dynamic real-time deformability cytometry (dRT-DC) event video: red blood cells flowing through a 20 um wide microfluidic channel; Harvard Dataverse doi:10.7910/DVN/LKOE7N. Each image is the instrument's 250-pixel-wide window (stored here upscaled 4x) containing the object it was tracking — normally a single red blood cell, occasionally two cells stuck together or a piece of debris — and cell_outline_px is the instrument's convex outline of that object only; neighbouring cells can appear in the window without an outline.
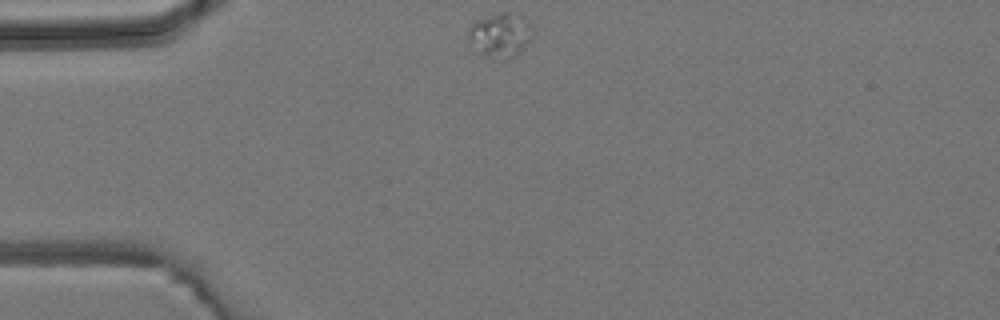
{"species": "common noctule bat (a hibernating species)", "species_latin": "Nyctalus noctula", "temperature_condition": "room temperature", "stored_images_in_passage": 4, "camera_frame_rate_fps": 3000, "um_per_image_px": 0.085, "animal": {"sex": "male", "body_mass_g": 19.2, "forearm_length_mm": 51.8}, "frame": {"image": 1, "passage_image": 1, "time_ms": 0.0, "image_size_px": [1000, 320], "cell_outline_px": [[528, 40], [524, 48], [516, 56], [500, 60], [492, 60], [480, 52], [468, 32], [468, 28], [476, 20], [500, 12], [508, 12], [524, 16], [528, 24]], "centroid_in_image_um": [42.51, 2.98], "position_along_channel_um": 42.5, "area_um2": 15.9}}